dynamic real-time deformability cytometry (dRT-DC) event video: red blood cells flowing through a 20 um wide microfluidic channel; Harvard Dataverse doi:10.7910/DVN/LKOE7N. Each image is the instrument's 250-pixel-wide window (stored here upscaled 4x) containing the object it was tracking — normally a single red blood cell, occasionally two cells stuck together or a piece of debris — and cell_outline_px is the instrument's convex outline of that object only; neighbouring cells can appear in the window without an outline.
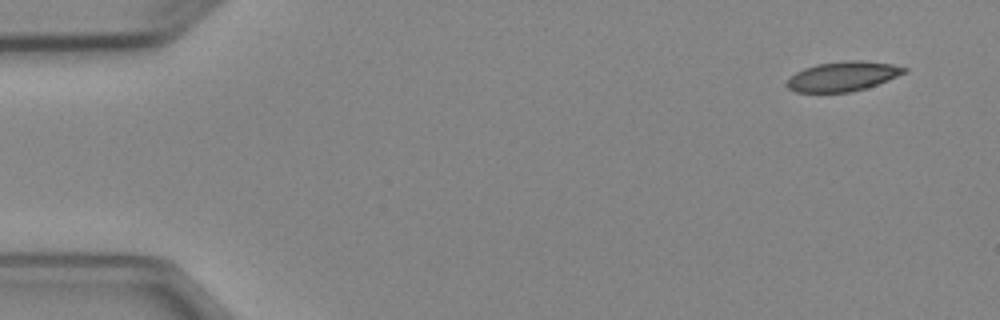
{"species": "Egyptian fruit bat (a non-hibernating species)", "species_latin": "Rousettus aegyptiacus", "temperature_condition": "cold", "stored_images_in_passage": 4, "camera_frame_rate_fps": 3000, "um_per_image_px": 0.085, "animal": {"sex": "female"}, "frame": {"image": 1, "passage_image": 1, "time_ms": 0.0, "image_size_px": [1000, 320], "cell_outline_px": [[908, 72], [888, 80], [852, 92], [796, 92], [788, 88], [784, 84], [796, 72], [804, 68], [816, 64], [852, 60], [860, 60], [892, 64], [908, 68]], "centroid_in_image_um": [71.64, 6.49], "position_along_channel_um": 13.4, "area_um2": 20.17}}